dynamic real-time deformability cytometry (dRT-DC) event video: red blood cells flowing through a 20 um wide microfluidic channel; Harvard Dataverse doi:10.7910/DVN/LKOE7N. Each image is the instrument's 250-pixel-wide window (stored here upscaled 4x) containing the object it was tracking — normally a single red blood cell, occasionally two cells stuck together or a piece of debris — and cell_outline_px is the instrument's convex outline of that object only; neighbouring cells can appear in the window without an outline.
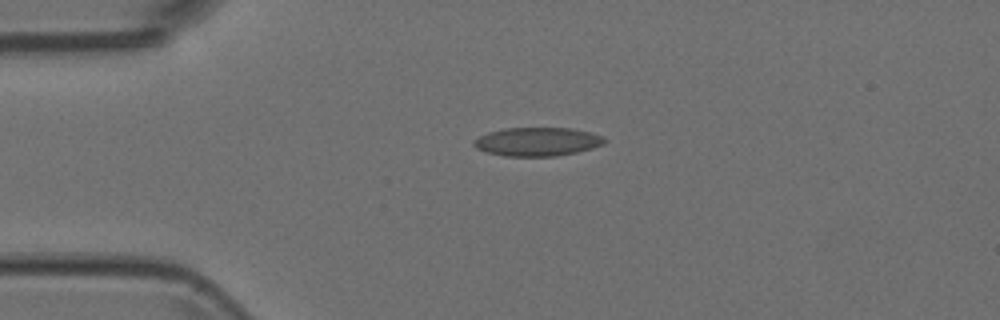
{"species": "Egyptian fruit bat (a non-hibernating species)", "species_latin": "Rousettus aegyptiacus", "temperature_condition": "room temperature", "stored_images_in_passage": 3, "camera_frame_rate_fps": 3000, "um_per_image_px": 0.085, "animal": {"sex": "female"}, "frame": {"image": 1, "passage_image": 3, "time_ms": 0.667, "image_size_px": [1000, 320], "cell_outline_px": [[608, 140], [604, 144], [592, 148], [576, 152], [556, 156], [504, 156], [488, 152], [476, 148], [472, 144], [472, 140], [488, 132], [504, 128], [572, 128], [592, 132], [604, 136]], "centroid_in_image_um": [45.7, 12.03], "position_along_channel_um": 39.3, "area_um2": 21.96}}